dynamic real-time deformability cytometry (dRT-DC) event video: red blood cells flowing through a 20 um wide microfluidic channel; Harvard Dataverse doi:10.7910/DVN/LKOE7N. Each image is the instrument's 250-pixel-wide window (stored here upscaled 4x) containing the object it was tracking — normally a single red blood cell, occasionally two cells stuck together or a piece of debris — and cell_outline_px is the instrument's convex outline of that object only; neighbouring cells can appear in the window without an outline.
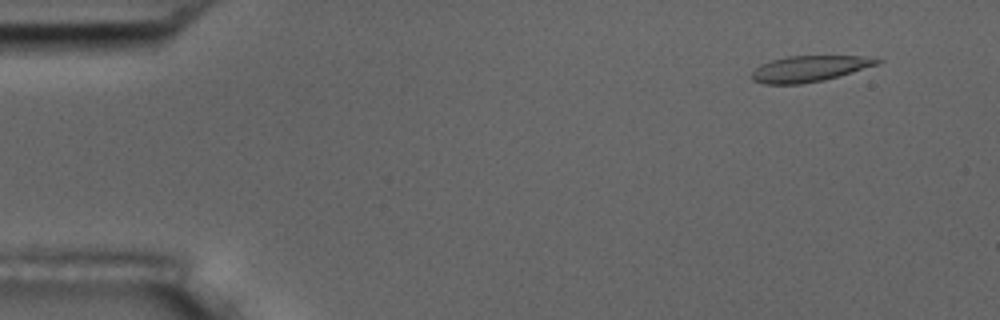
{"species": "common noctule bat (a hibernating species)", "species_latin": "Nyctalus noctula", "temperature_condition": "room temperature", "stored_images_in_passage": 7, "camera_frame_rate_fps": 3000, "um_per_image_px": 0.085, "animal": {"sex": "male", "body_mass_g": 17.5, "forearm_length_mm": 52.3}, "frame": {"image": 1, "passage_image": 2, "time_ms": 1.0, "image_size_px": [1000, 320], "cell_outline_px": [[884, 60], [880, 64], [824, 80], [800, 84], [764, 84], [752, 80], [752, 72], [760, 64], [772, 60], [788, 56], [860, 56]], "centroid_in_image_um": [68.79, 5.84], "position_along_channel_um": 16.2, "area_um2": 18.9}}
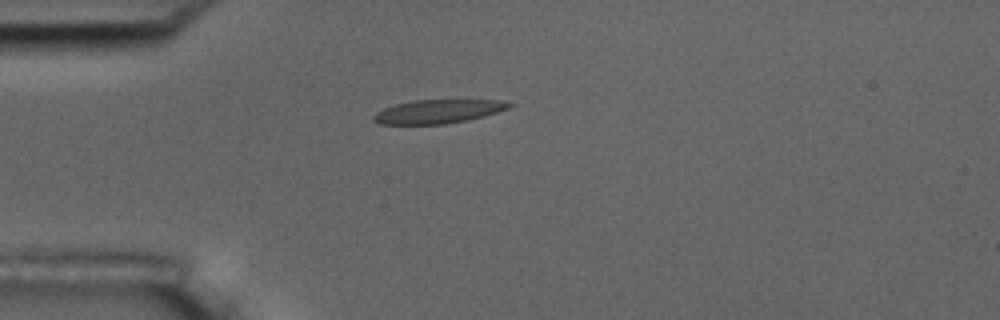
{"frame": {"image": 2, "passage_image": 4, "time_ms": 4.333, "image_size_px": [1000, 320], "cell_outline_px": [[516, 104], [508, 108], [484, 116], [468, 120], [444, 124], [380, 124], [372, 120], [372, 116], [376, 112], [384, 108], [396, 104], [412, 100], [500, 100]], "centroid_in_image_um": [37.22, 9.47], "position_along_channel_um": 47.8, "area_um2": 18.73}}